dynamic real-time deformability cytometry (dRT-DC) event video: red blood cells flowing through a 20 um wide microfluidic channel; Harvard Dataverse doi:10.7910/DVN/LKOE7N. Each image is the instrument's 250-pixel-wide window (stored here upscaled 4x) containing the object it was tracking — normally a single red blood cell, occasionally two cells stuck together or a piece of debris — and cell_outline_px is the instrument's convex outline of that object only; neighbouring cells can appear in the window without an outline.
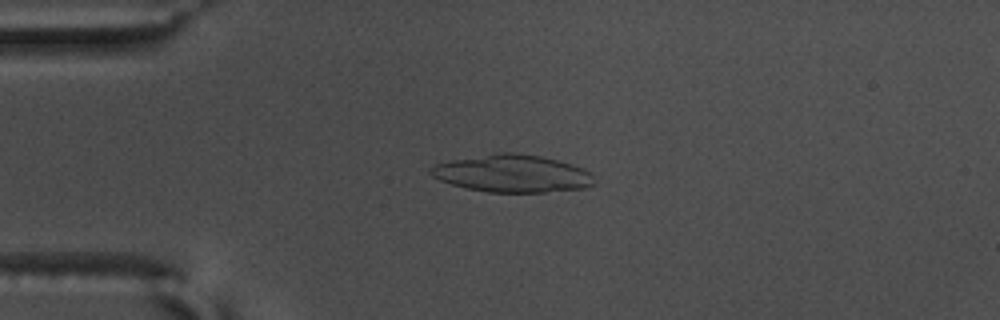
{"species": "common noctule bat (a hibernating species)", "species_latin": "Nyctalus noctula", "temperature_condition": "warm", "stored_images_in_passage": 44, "camera_frame_rate_fps": 3000, "um_per_image_px": 0.085, "animal": {"sex": "male", "body_mass_g": 17.5, "forearm_length_mm": 52.3}, "frame": {"image": 1, "passage_image": 2, "time_ms": 0.333, "image_size_px": [1000, 320], "cell_outline_px": [[596, 180], [588, 188], [544, 192], [488, 192], [468, 188], [452, 184], [440, 180], [432, 176], [428, 172], [428, 168], [436, 164], [452, 160], [496, 152], [516, 152], [540, 156], [572, 164], [584, 168]], "centroid_in_image_um": [43.55, 14.74], "position_along_channel_um": 41.5, "area_um2": 35.72}}